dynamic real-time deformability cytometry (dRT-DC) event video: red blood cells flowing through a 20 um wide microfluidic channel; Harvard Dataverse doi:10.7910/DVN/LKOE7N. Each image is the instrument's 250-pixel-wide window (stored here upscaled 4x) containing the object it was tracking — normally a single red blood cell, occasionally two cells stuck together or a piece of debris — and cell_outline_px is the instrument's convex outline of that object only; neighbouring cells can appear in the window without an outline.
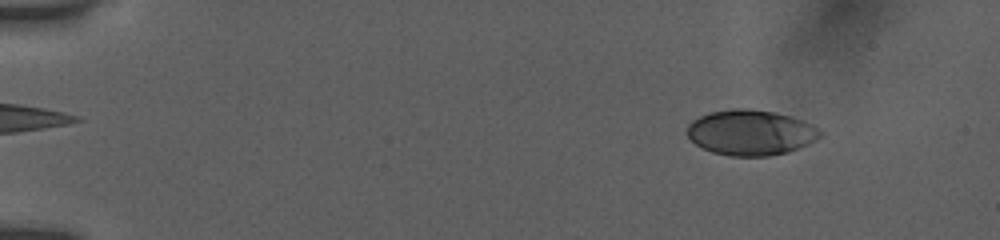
{"species": "human", "species_latin": "Homo sapiens", "temperature_condition": "room temperature", "stored_images_in_passage": 23, "camera_frame_rate_fps": 3000, "um_per_image_px": 0.085, "donor": {"sex": "female"}, "frame": {"image": 1, "passage_image": 10, "time_ms": 2.0, "image_size_px": [1000, 240], "cell_outline_px": [[824, 136], [808, 144], [788, 152], [768, 156], [732, 156], [712, 152], [696, 144], [684, 132], [688, 124], [692, 120], [700, 116], [712, 112], [736, 108], [772, 112], [792, 116], [804, 120], [820, 128], [824, 132]], "centroid_in_image_um": [63.85, 11.27], "position_along_channel_um": 21.2, "area_um2": 35.32}}
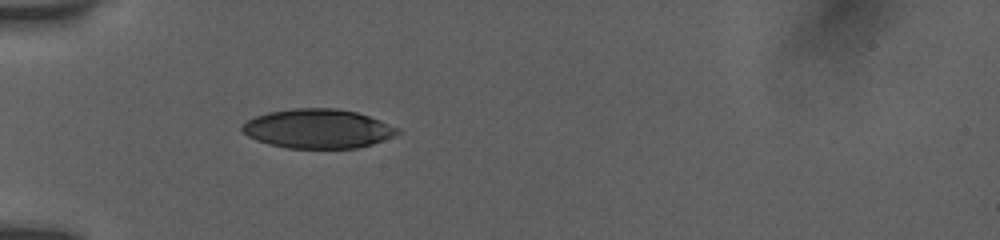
{"frame": {"image": 2, "passage_image": 20, "time_ms": 5.667, "image_size_px": [1000, 240], "cell_outline_px": [[400, 132], [392, 136], [372, 144], [356, 148], [288, 148], [268, 144], [256, 140], [248, 136], [240, 128], [248, 120], [256, 116], [268, 112], [292, 108], [336, 108], [356, 112], [380, 120], [396, 128]], "centroid_in_image_um": [26.98, 10.94], "position_along_channel_um": 58.0, "area_um2": 35.2}}
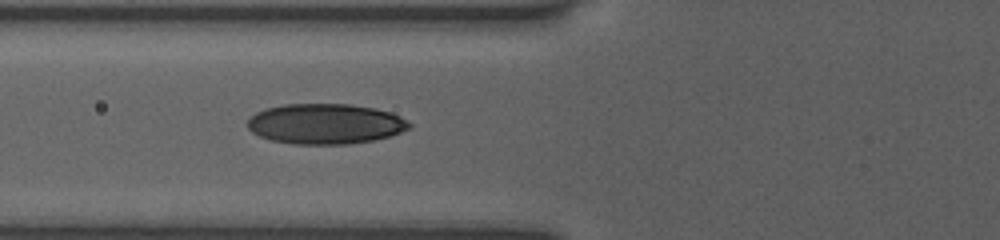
{"frame": {"image": 3, "passage_image": 23, "time_ms": 7.0, "image_size_px": [1000, 240], "cell_outline_px": [[412, 124], [408, 128], [400, 132], [388, 136], [372, 140], [348, 144], [292, 144], [272, 140], [260, 136], [252, 132], [248, 128], [248, 120], [256, 112], [268, 108], [284, 104], [348, 104], [372, 108], [388, 112], [400, 116]], "centroid_in_image_um": [27.63, 10.53], "position_along_channel_um": 98.2, "area_um2": 37.63}}